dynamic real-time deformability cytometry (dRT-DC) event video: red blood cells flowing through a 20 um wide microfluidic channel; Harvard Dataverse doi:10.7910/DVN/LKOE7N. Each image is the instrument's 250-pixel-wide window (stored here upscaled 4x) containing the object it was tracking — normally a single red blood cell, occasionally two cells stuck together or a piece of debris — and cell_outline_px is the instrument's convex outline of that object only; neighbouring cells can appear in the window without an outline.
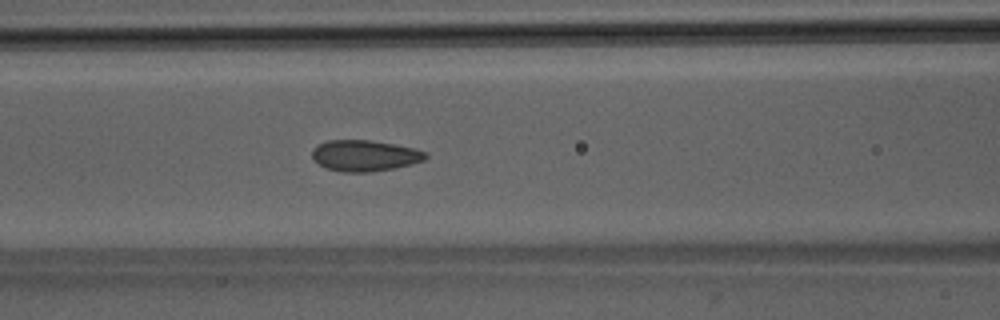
{"species": "Egyptian fruit bat (a non-hibernating species)", "species_latin": "Rousettus aegyptiacus", "temperature_condition": "room temperature", "stored_images_in_passage": 51, "segment_of_instrument_passage": [1, 2], "camera_frame_rate_fps": 3000, "um_per_image_px": 0.085, "animal": {"sex": "male"}, "frame": {"image": 1, "passage_image": 21, "time_ms": 6.667, "image_size_px": [1000, 320], "cell_outline_px": [[428, 156], [424, 160], [392, 168], [372, 172], [344, 172], [324, 168], [312, 160], [312, 148], [316, 144], [328, 140], [368, 140], [392, 144], [412, 148], [428, 152]], "centroid_in_image_um": [30.92, 13.23], "position_along_channel_um": 135.7, "area_um2": 20.58}}
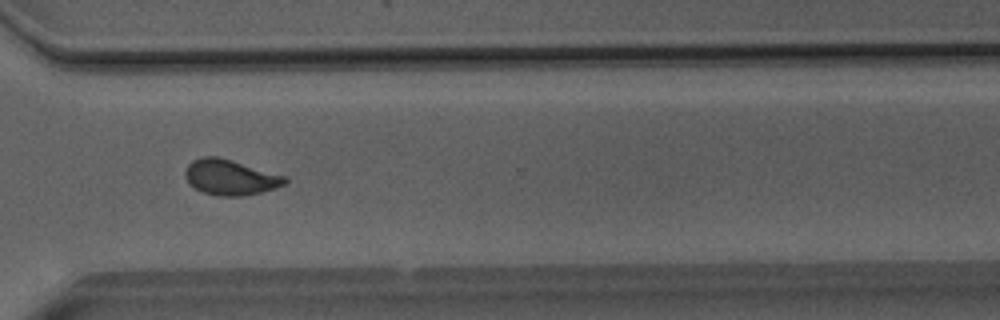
{"frame": {"image": 2, "passage_image": 37, "time_ms": 12.0, "image_size_px": [1000, 320], "cell_outline_px": [[288, 180], [284, 184], [276, 188], [244, 196], [216, 196], [204, 192], [188, 184], [184, 176], [184, 172], [188, 164], [192, 160], [200, 156], [216, 156], [232, 160], [284, 176]], "centroid_in_image_um": [19.52, 15.07], "position_along_channel_um": 351.1, "area_um2": 20.58}}
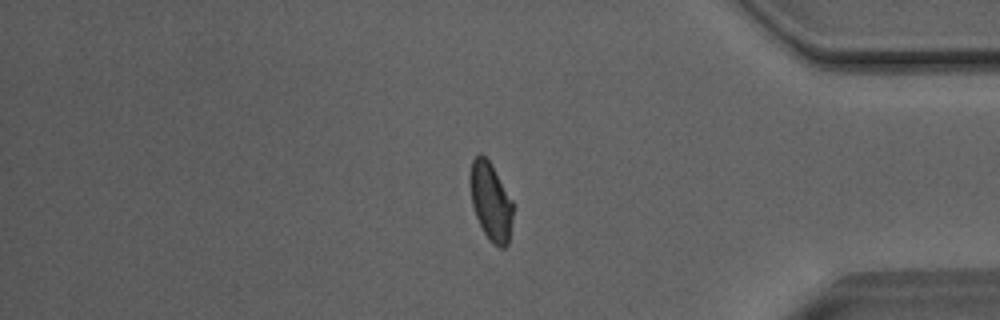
{"frame": {"image": 3, "passage_image": 42, "time_ms": 13.667, "image_size_px": [1000, 320], "cell_outline_px": [[512, 220], [508, 244], [504, 248], [500, 248], [492, 244], [488, 240], [476, 216], [472, 204], [468, 180], [468, 176], [472, 160], [480, 152], [492, 164], [512, 200]], "centroid_in_image_um": [41.69, 17.11], "position_along_channel_um": 393.5, "area_um2": 19.71}}